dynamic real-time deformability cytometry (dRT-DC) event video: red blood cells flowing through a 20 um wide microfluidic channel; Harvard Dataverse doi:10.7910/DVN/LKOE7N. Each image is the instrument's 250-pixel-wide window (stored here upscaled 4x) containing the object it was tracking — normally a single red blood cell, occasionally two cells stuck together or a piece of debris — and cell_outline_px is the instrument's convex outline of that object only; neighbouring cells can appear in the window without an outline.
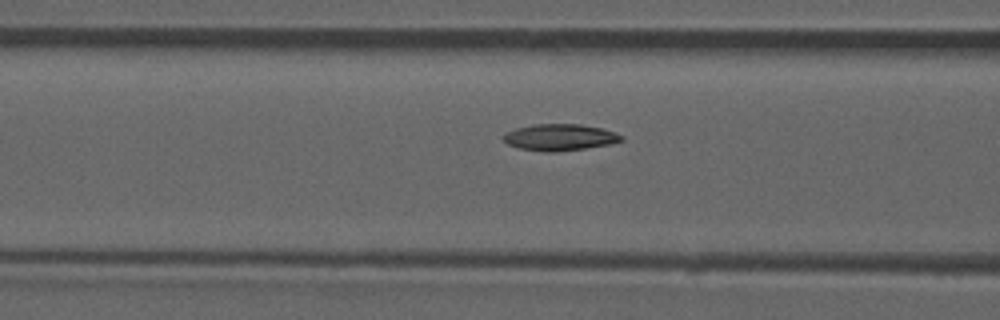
{"species": "common noctule bat (a hibernating species)", "species_latin": "Nyctalus noctula", "temperature_condition": "room temperature", "stored_images_in_passage": 46, "camera_frame_rate_fps": 3000, "um_per_image_px": 0.085, "animal": {"sex": "male", "forearm_length_mm": 52.5}, "frame": {"image": 1, "passage_image": 14, "time_ms": 4.333, "image_size_px": [1000, 320], "cell_outline_px": [[624, 140], [608, 144], [584, 148], [556, 152], [544, 152], [520, 148], [508, 144], [504, 140], [504, 132], [516, 128], [532, 124], [580, 124], [600, 128], [616, 132], [624, 136]], "centroid_in_image_um": [47.58, 11.66], "position_along_channel_um": 119.0, "area_um2": 18.21}, "authors_computed_cell_mechanics": {"area_um2": 17.629, "velocity_mm_per_s": 3.8654, "shape_relaxation_time_tau1_ms": 8.2819, "shape_relaxation_time_tau2_ms": 3.9964, "deformation_change_tau1": 0.1921, "deformation_change_tau2": 0.0974}}